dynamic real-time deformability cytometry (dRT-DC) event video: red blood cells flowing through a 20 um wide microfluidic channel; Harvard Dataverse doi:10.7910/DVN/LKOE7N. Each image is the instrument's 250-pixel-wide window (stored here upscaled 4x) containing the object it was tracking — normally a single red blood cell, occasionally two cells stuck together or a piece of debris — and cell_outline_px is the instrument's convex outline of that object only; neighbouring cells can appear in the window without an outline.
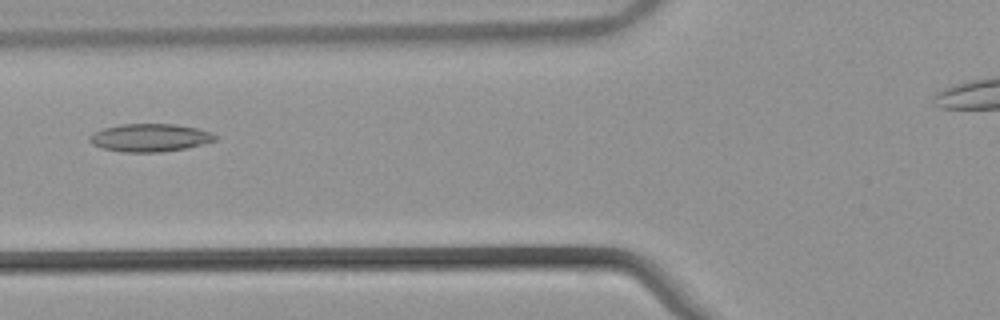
{"species": "common noctule bat (a hibernating species)", "species_latin": "Nyctalus noctula", "temperature_condition": "warm", "stored_images_in_passage": 32, "camera_frame_rate_fps": 3000, "um_per_image_px": 0.085, "animal": {"sex": "male", "body_mass_g": 21.5, "forearm_length_mm": 52.0}, "frame": {"image": 1, "passage_image": 5, "time_ms": 1.333, "image_size_px": [1000, 320], "cell_outline_px": [[220, 136], [216, 140], [188, 148], [160, 152], [124, 152], [104, 148], [92, 144], [88, 140], [88, 136], [92, 132], [104, 128], [120, 124], [176, 124], [196, 128]], "centroid_in_image_um": [12.73, 11.7], "position_along_channel_um": 113.1, "area_um2": 20.46}}
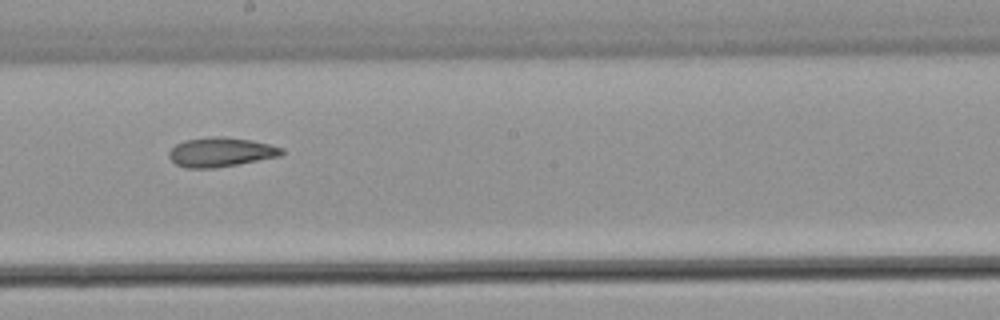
{"frame": {"image": 2, "passage_image": 14, "time_ms": 4.333, "image_size_px": [1000, 320], "cell_outline_px": [[284, 152], [280, 156], [236, 164], [212, 168], [184, 168], [176, 164], [168, 156], [168, 152], [176, 144], [184, 140], [212, 136], [224, 136], [252, 140], [284, 148]], "centroid_in_image_um": [18.74, 12.92], "position_along_channel_um": 229.5, "area_um2": 19.25}}
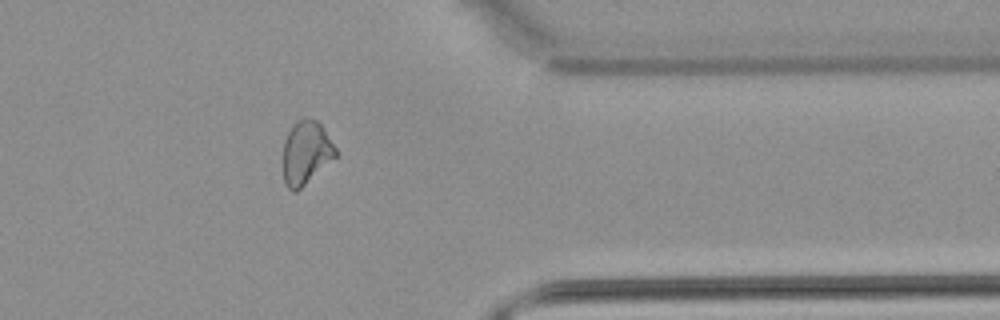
{"frame": {"image": 3, "passage_image": 27, "time_ms": 8.667, "image_size_px": [1000, 320], "cell_outline_px": [[336, 156], [296, 192], [292, 192], [284, 184], [284, 140], [292, 124], [296, 120], [304, 116], [308, 116], [316, 120], [324, 128], [336, 148]], "centroid_in_image_um": [26.0, 12.93], "position_along_channel_um": 385.4, "area_um2": 19.42}}